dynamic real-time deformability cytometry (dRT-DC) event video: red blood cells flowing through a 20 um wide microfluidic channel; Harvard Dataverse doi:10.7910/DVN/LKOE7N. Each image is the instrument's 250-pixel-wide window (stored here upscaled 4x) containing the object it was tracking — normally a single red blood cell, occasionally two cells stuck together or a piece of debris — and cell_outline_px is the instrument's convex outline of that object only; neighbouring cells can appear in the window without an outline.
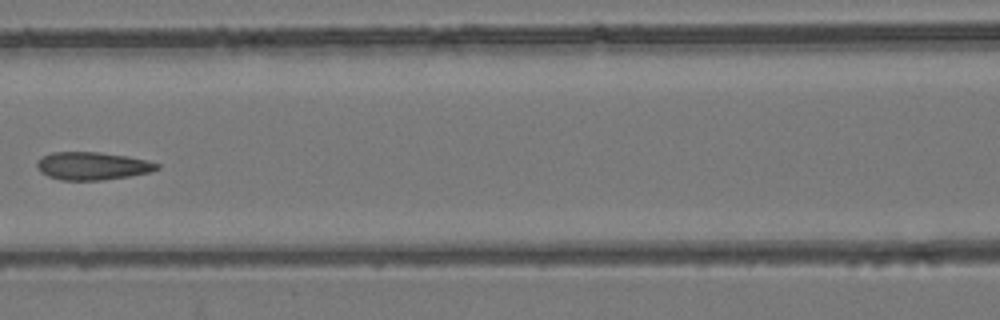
{"species": "common noctule bat (a hibernating species)", "species_latin": "Nyctalus noctula", "temperature_condition": "room temperature", "stored_images_in_passage": 7, "camera_frame_rate_fps": 3000, "um_per_image_px": 0.085, "animal": {"sex": "female", "body_mass_g": 24.6, "forearm_length_mm": 56.2}, "frame": {"image": 1, "passage_image": 7, "time_ms": 6.667, "image_size_px": [1000, 320], "cell_outline_px": [[160, 168], [148, 172], [128, 176], [100, 180], [60, 180], [48, 176], [40, 172], [36, 168], [36, 164], [44, 156], [52, 152], [100, 152], [128, 156], [148, 160], [160, 164]], "centroid_in_image_um": [7.86, 14.1], "position_along_channel_um": 158.7, "area_um2": 19.42}}